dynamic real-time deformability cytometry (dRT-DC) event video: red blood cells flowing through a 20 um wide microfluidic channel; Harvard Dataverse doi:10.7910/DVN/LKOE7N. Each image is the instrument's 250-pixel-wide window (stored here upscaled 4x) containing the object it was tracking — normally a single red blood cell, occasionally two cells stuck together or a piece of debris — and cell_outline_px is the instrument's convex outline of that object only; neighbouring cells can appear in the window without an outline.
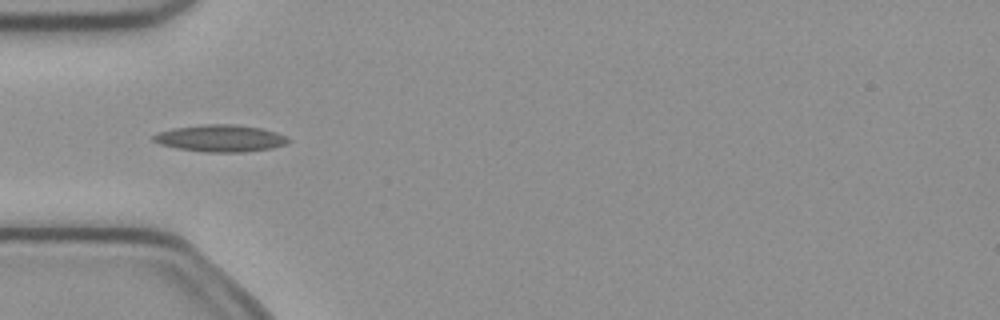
{"species": "common noctule bat (a hibernating species)", "species_latin": "Nyctalus noctula", "temperature_condition": "cold", "stored_images_in_passage": 4, "camera_frame_rate_fps": 3000, "um_per_image_px": 0.085, "animal": {"sex": "female", "body_mass_g": 21.9}, "frame": {"image": 1, "passage_image": 4, "time_ms": 1.0, "image_size_px": [1000, 320], "cell_outline_px": [[292, 140], [284, 144], [272, 148], [244, 152], [204, 152], [176, 148], [160, 144], [152, 140], [152, 136], [156, 132], [172, 128], [204, 124], [232, 124], [260, 128], [276, 132], [288, 136]], "centroid_in_image_um": [18.72, 11.75], "position_along_channel_um": 66.3, "area_um2": 21.33}}